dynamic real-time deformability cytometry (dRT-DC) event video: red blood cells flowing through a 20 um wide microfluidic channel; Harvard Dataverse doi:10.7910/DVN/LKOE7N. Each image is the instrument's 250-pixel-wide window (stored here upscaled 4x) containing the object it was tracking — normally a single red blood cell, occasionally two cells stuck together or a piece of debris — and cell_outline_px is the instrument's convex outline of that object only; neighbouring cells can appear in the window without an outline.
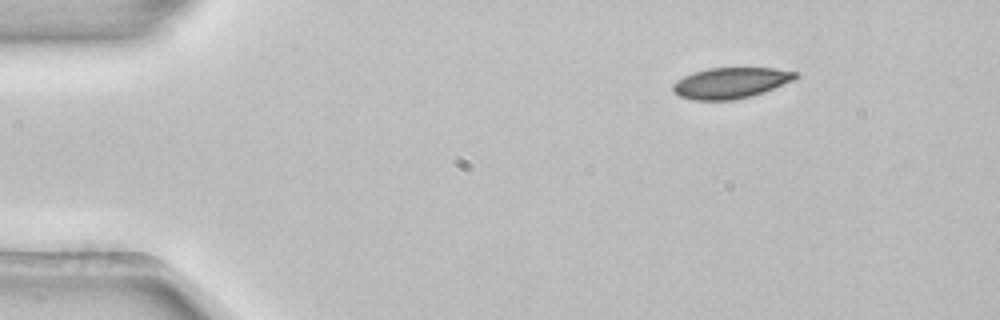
{"species": "common noctule bat (a hibernating species)", "species_latin": "Nyctalus noctula", "temperature_condition": "room temperature", "stored_images_in_passage": 4, "camera_frame_rate_fps": 3000, "um_per_image_px": 0.085, "animal": {"sex": "female", "body_mass_g": 22.7, "forearm_length_mm": 54.2}, "frame": {"image": 1, "passage_image": 1, "time_ms": 0.0, "image_size_px": [1000, 320], "cell_outline_px": [[800, 76], [792, 80], [764, 92], [752, 96], [732, 100], [692, 100], [680, 96], [672, 88], [672, 84], [676, 80], [684, 76], [708, 68], [776, 68], [796, 72]], "centroid_in_image_um": [62.11, 7.05], "position_along_channel_um": 22.9, "area_um2": 21.91}}
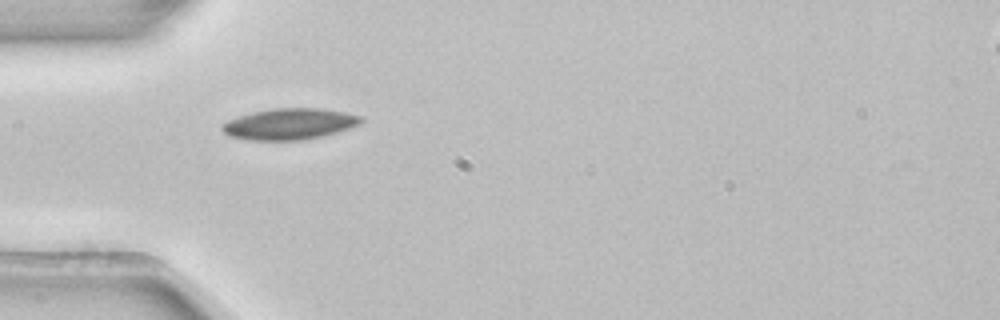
{"frame": {"image": 2, "passage_image": 3, "time_ms": 0.667, "image_size_px": [1000, 320], "cell_outline_px": [[364, 120], [360, 124], [324, 136], [304, 140], [248, 140], [228, 136], [220, 128], [220, 124], [228, 120], [252, 112], [272, 108], [320, 108], [344, 112], [364, 116]], "centroid_in_image_um": [24.6, 10.54], "position_along_channel_um": 60.4, "area_um2": 25.43}}